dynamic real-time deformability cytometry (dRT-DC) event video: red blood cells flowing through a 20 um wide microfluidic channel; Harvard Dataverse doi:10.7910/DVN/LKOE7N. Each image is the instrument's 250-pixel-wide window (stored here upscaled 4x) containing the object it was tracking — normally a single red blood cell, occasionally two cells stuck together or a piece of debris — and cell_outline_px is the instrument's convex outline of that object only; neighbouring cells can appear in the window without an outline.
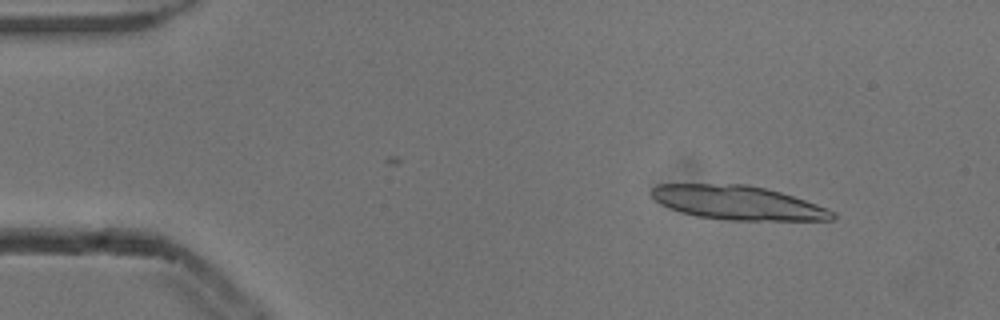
{"species": "common noctule bat (a hibernating species)", "species_latin": "Nyctalus noctula", "temperature_condition": "cold", "stored_images_in_passage": 46, "segment_of_instrument_passage": [1, 2], "camera_frame_rate_fps": 3000, "um_per_image_px": 0.085, "animal": {"sex": "male", "body_mass_g": 13.3}, "frame": {"image": 1, "passage_image": 6, "time_ms": 1.667, "image_size_px": [1000, 320], "cell_outline_px": [[836, 220], [724, 220], [696, 216], [680, 212], [668, 208], [660, 204], [652, 196], [652, 188], [656, 184], [748, 184], [780, 192], [816, 204], [836, 212]], "centroid_in_image_um": [62.7, 17.24], "position_along_channel_um": 22.3, "area_um2": 35.84}}